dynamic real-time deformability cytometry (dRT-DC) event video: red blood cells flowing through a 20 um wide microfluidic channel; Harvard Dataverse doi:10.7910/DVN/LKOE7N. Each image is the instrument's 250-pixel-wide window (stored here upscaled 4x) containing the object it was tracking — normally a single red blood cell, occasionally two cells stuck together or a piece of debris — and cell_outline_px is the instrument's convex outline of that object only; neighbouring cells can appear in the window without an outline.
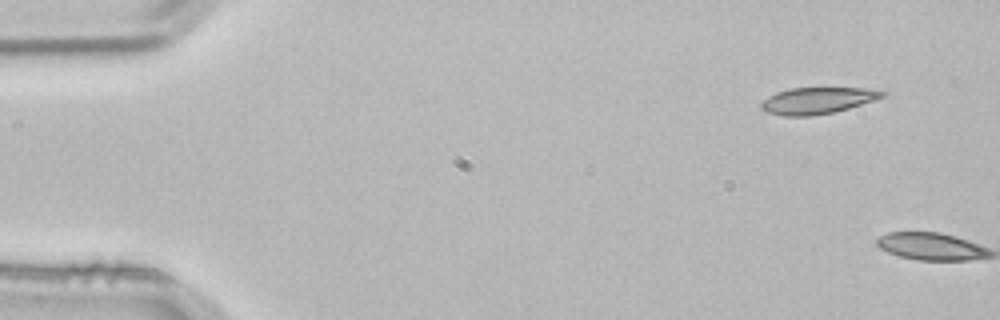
{"species": "common noctule bat (a hibernating species)", "species_latin": "Nyctalus noctula", "temperature_condition": "room temperature", "stored_images_in_passage": 2, "camera_frame_rate_fps": 3000, "um_per_image_px": 0.085, "animal": {"sex": "male", "body_mass_g": 21.5, "forearm_length_mm": 52.0}, "frame": {"image": 1, "passage_image": 1, "time_ms": 0.0, "image_size_px": [1000, 320], "cell_outline_px": [[888, 92], [884, 96], [876, 100], [848, 108], [832, 112], [812, 116], [784, 116], [768, 112], [760, 108], [760, 104], [768, 96], [776, 92], [788, 88], [864, 88]], "centroid_in_image_um": [69.47, 8.54], "position_along_channel_um": 15.5, "area_um2": 18.67}}